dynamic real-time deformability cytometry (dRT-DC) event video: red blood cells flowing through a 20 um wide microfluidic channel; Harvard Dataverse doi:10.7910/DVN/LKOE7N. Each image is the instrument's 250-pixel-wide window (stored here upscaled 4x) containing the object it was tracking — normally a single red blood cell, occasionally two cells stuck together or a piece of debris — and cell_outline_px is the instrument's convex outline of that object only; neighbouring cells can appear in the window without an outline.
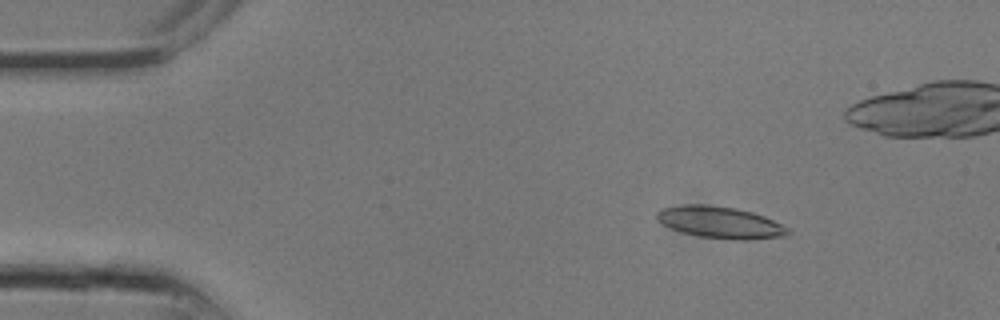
{"species": "common noctule bat (a hibernating species)", "species_latin": "Nyctalus noctula", "temperature_condition": "room temperature", "stored_images_in_passage": 13, "camera_frame_rate_fps": 3000, "um_per_image_px": 0.085, "animal": {"sex": "male", "body_mass_g": 13.3}, "frame": {"image": 1, "passage_image": 4, "time_ms": 1.0, "image_size_px": [1000, 320], "cell_outline_px": [[792, 232], [788, 236], [752, 240], [736, 240], [700, 236], [684, 232], [672, 228], [656, 220], [656, 212], [664, 208], [688, 204], [704, 204], [736, 208], [752, 212], [764, 216], [788, 228]], "centroid_in_image_um": [61.27, 18.91], "position_along_channel_um": 23.7, "area_um2": 24.16}}
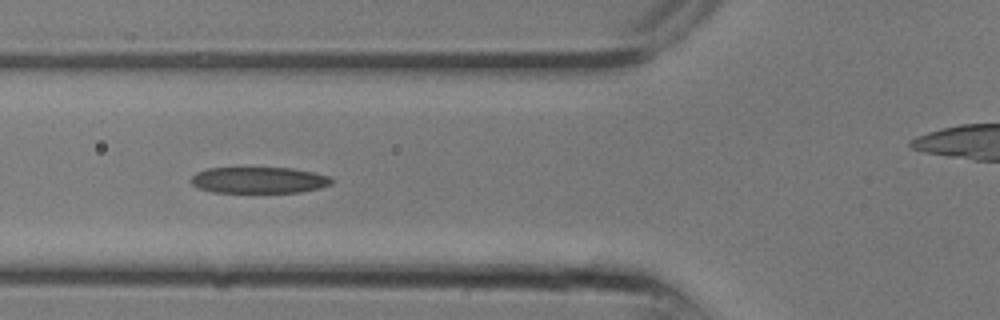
{"frame": {"image": 2, "passage_image": 10, "time_ms": 3.0, "image_size_px": [1000, 320], "cell_outline_px": [[332, 184], [320, 188], [300, 192], [212, 192], [200, 188], [192, 184], [192, 176], [196, 172], [208, 168], [292, 168], [312, 172], [328, 176], [332, 180]], "centroid_in_image_um": [22.01, 15.31], "position_along_channel_um": 103.8, "area_um2": 21.33}}
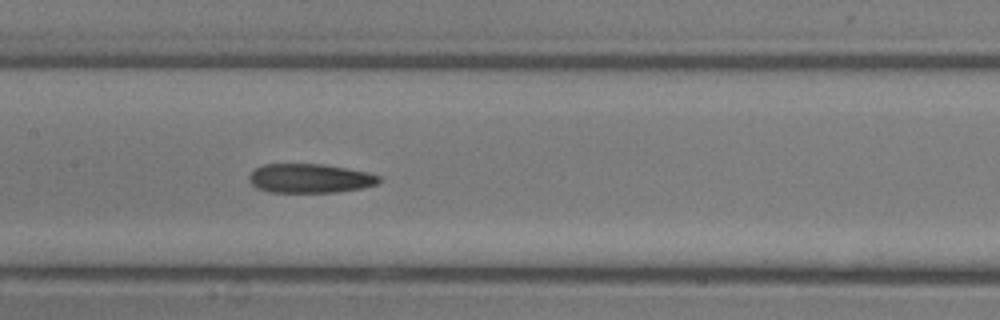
{"frame": {"image": 3, "passage_image": 13, "time_ms": 4.0, "image_size_px": [1000, 320], "cell_outline_px": [[380, 180], [376, 184], [360, 188], [336, 192], [268, 192], [256, 188], [248, 180], [248, 176], [256, 168], [264, 164], [324, 164], [348, 168], [368, 172], [380, 176]], "centroid_in_image_um": [26.32, 15.15], "position_along_channel_um": 181.1, "area_um2": 22.08}}